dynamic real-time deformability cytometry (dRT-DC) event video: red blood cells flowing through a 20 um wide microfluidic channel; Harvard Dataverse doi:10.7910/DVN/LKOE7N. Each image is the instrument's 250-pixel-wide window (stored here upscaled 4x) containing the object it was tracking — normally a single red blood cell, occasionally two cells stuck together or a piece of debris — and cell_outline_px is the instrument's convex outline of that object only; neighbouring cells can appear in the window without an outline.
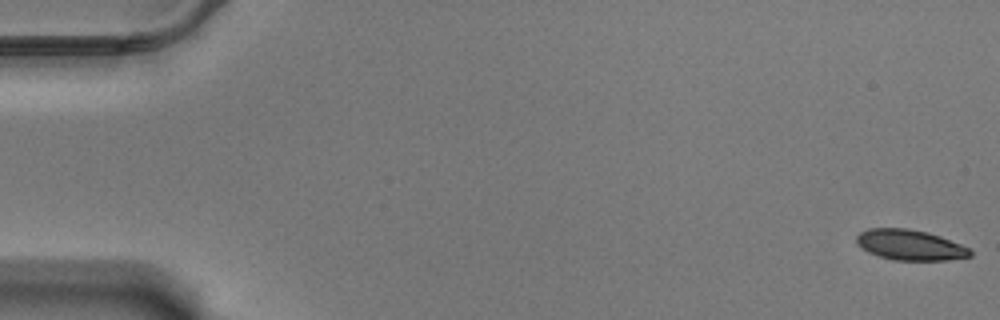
{"species": "Egyptian fruit bat (a non-hibernating species)", "species_latin": "Rousettus aegyptiacus", "temperature_condition": "warm", "stored_images_in_passage": 33, "camera_frame_rate_fps": 3000, "um_per_image_px": 0.085, "animal": {"sex": "male"}, "frame": {"image": 1, "passage_image": 1, "time_ms": 0.0, "image_size_px": [1000, 320], "cell_outline_px": [[972, 256], [948, 260], [896, 260], [880, 256], [868, 252], [856, 240], [856, 236], [860, 232], [868, 228], [908, 228], [928, 232], [940, 236], [960, 244], [968, 248], [972, 252]], "centroid_in_image_um": [77.37, 20.81], "position_along_channel_um": 7.6, "area_um2": 20.0}}
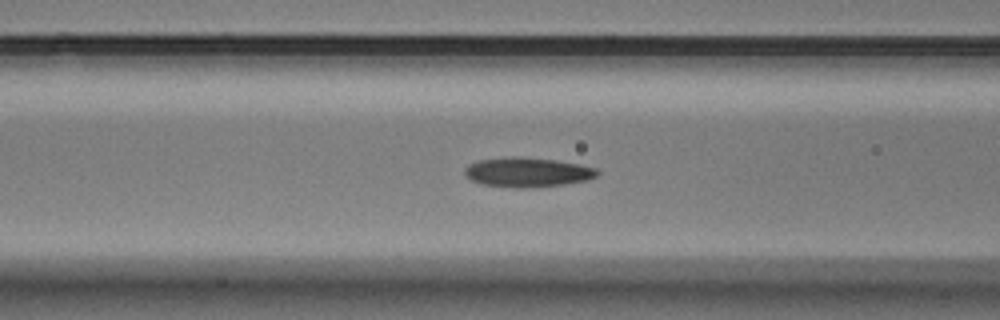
{"frame": {"image": 2, "passage_image": 24, "time_ms": 7.667, "image_size_px": [1000, 320], "cell_outline_px": [[600, 172], [596, 176], [588, 180], [564, 184], [524, 188], [516, 188], [480, 184], [464, 176], [464, 168], [468, 164], [480, 160], [512, 156], [520, 156], [556, 160], [580, 164], [596, 168]], "centroid_in_image_um": [44.81, 14.63], "position_along_channel_um": 121.8, "area_um2": 23.0}}
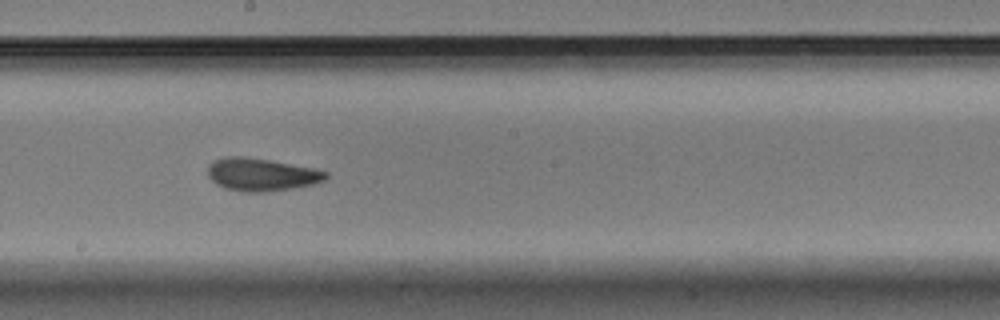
{"frame": {"image": 3, "passage_image": 33, "time_ms": 10.667, "image_size_px": [1000, 320], "cell_outline_px": [[328, 176], [324, 180], [312, 184], [292, 188], [264, 192], [240, 192], [224, 188], [216, 184], [208, 176], [208, 164], [212, 160], [224, 156], [244, 156], [316, 168], [328, 172]], "centroid_in_image_um": [22.18, 14.83], "position_along_channel_um": 226.0, "area_um2": 22.72}}